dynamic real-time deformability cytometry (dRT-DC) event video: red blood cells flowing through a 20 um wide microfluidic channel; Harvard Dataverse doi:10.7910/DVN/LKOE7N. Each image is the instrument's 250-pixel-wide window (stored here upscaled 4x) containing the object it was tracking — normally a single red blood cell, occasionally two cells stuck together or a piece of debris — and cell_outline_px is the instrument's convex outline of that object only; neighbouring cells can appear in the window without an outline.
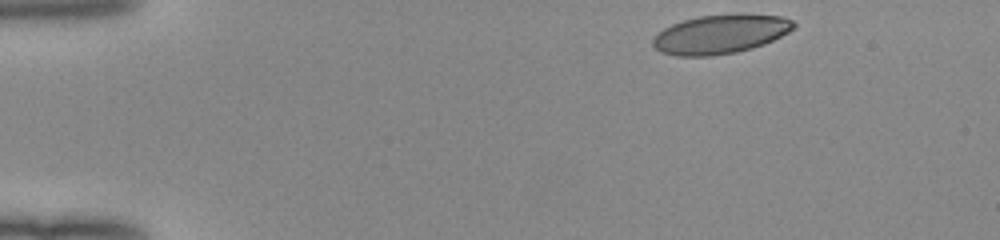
{"species": "human", "species_latin": "Homo sapiens", "temperature_condition": "room temperature", "stored_images_in_passage": 45, "camera_frame_rate_fps": 3000, "um_per_image_px": 0.085, "donor": {"sex": "female"}, "frame": {"image": 1, "passage_image": 1, "time_ms": 0.0, "image_size_px": [1000, 240], "cell_outline_px": [[796, 24], [788, 32], [764, 44], [752, 48], [736, 52], [712, 56], [676, 56], [660, 52], [652, 44], [652, 40], [664, 28], [672, 24], [684, 20], [700, 16], [740, 12], [744, 12], [780, 16], [792, 20]], "centroid_in_image_um": [61.25, 2.88], "position_along_channel_um": 23.8, "area_um2": 32.25}}
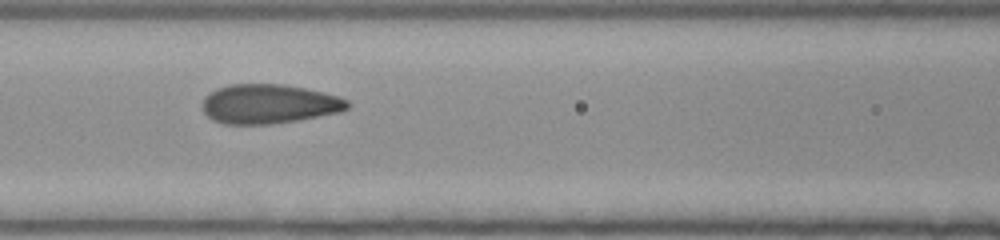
{"frame": {"image": 2, "passage_image": 17, "time_ms": 5.333, "image_size_px": [1000, 240], "cell_outline_px": [[348, 108], [340, 112], [296, 120], [268, 124], [224, 124], [212, 120], [204, 112], [204, 96], [216, 88], [228, 84], [284, 84], [304, 88], [340, 96], [348, 100]], "centroid_in_image_um": [22.84, 8.83], "position_along_channel_um": 143.8, "area_um2": 33.18}}
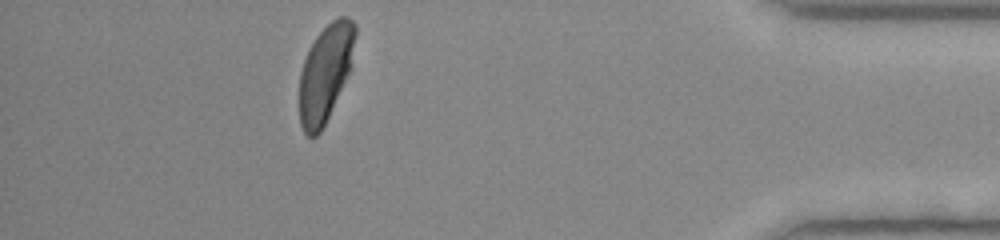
{"frame": {"image": 3, "passage_image": 40, "time_ms": 13.0, "image_size_px": [1000, 240], "cell_outline_px": [[356, 36], [348, 72], [328, 116], [320, 132], [316, 136], [308, 136], [304, 132], [300, 124], [300, 72], [308, 48], [316, 36], [332, 20], [340, 16], [348, 16], [356, 24]], "centroid_in_image_um": [27.64, 6.16], "position_along_channel_um": 407.6, "area_um2": 30.92}, "authors_computed_cell_mechanics": {"area_um2": 32.8304, "velocity_mm_per_s": 4.022, "shape_relaxation_time_tau1_ms": 3.4794, "shape_relaxation_time_tau2_ms": null, "deformation_change_tau1": 0.1413, "deformation_change_tau2": null}}